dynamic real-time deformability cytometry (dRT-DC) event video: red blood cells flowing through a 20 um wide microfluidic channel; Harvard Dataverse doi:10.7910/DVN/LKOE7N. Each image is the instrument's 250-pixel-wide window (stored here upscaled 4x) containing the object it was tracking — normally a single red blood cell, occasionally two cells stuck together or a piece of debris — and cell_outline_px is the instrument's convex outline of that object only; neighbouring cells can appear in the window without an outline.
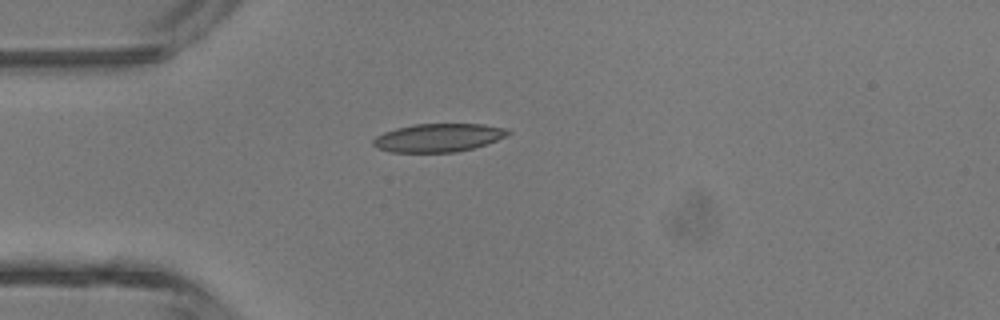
{"species": "common noctule bat (a hibernating species)", "species_latin": "Nyctalus noctula", "temperature_condition": "room temperature", "stored_images_in_passage": 1, "camera_frame_rate_fps": 3000, "um_per_image_px": 0.085, "animal": {"sex": "male", "body_mass_g": 13.3}, "frame": {"image": 1, "passage_image": 1, "time_ms": 0.0, "image_size_px": [1000, 320], "cell_outline_px": [[512, 132], [496, 140], [472, 148], [456, 152], [392, 152], [376, 148], [372, 144], [372, 140], [376, 136], [384, 132], [396, 128], [416, 124], [484, 124], [508, 128]], "centroid_in_image_um": [37.24, 11.7], "position_along_channel_um": 47.8, "area_um2": 22.14}}